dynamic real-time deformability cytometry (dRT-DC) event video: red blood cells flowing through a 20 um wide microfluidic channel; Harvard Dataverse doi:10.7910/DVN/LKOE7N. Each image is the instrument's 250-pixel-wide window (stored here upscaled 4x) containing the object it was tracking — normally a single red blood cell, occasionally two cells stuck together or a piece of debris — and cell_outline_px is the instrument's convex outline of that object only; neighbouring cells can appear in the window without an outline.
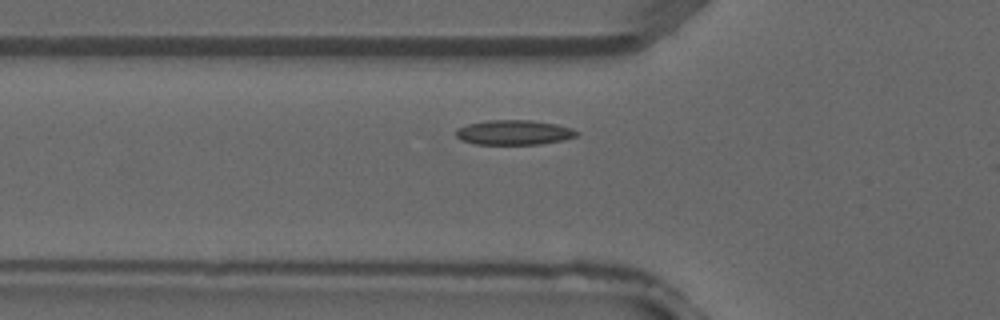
{"species": "common noctule bat (a hibernating species)", "species_latin": "Nyctalus noctula", "temperature_condition": "warm", "stored_images_in_passage": 3, "segment_of_instrument_passage": [1, 2], "camera_frame_rate_fps": 3000, "um_per_image_px": 0.085, "animal": {"sex": "male", "forearm_length_mm": 52.5}, "frame": {"image": 1, "passage_image": 2, "time_ms": 0.333, "image_size_px": [1000, 320], "cell_outline_px": [[580, 132], [576, 136], [564, 140], [540, 144], [476, 144], [460, 140], [456, 136], [456, 128], [468, 124], [488, 120], [532, 120], [556, 124], [572, 128]], "centroid_in_image_um": [43.69, 11.26], "position_along_channel_um": 82.1, "area_um2": 17.51}}